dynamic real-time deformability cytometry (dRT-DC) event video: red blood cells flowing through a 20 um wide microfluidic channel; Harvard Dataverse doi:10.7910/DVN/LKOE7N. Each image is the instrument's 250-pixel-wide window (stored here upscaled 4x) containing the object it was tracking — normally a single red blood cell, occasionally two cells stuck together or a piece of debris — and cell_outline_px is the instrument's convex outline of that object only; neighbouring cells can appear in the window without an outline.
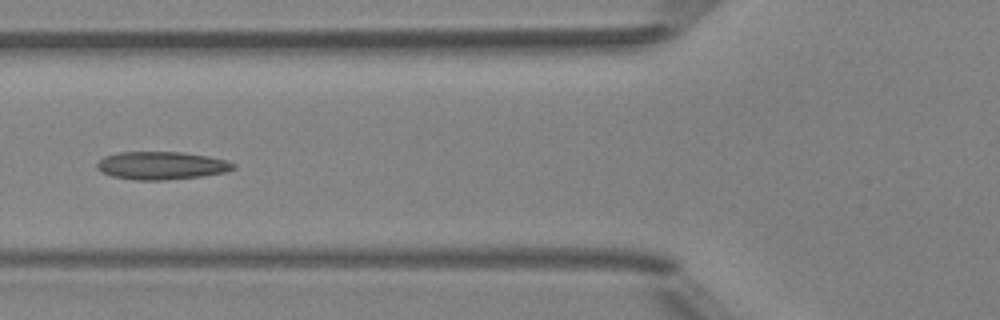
{"species": "Egyptian fruit bat (a non-hibernating species)", "species_latin": "Rousettus aegyptiacus", "temperature_condition": "room temperature", "stored_images_in_passage": 7, "camera_frame_rate_fps": 3000, "um_per_image_px": 0.085, "animal": {"sex": "female"}, "frame": {"image": 1, "passage_image": 5, "time_ms": 5.667, "image_size_px": [1000, 320], "cell_outline_px": [[236, 168], [224, 172], [204, 176], [164, 180], [132, 180], [112, 176], [100, 172], [96, 168], [96, 164], [104, 156], [120, 152], [180, 152], [208, 156], [228, 160], [236, 164]], "centroid_in_image_um": [13.72, 14.07], "position_along_channel_um": 112.1, "area_um2": 22.37}}
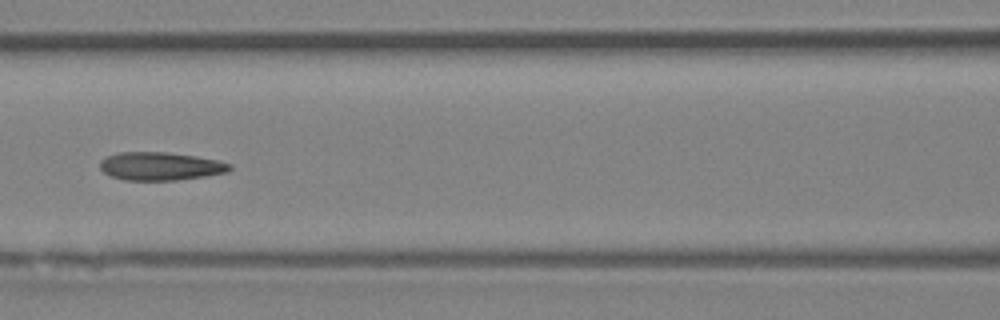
{"frame": {"image": 2, "passage_image": 6, "time_ms": 6.667, "image_size_px": [1000, 320], "cell_outline_px": [[232, 168], [228, 172], [208, 176], [176, 180], [124, 180], [112, 176], [104, 172], [100, 168], [100, 160], [108, 156], [120, 152], [168, 152], [196, 156], [216, 160], [232, 164]], "centroid_in_image_um": [13.66, 14.13], "position_along_channel_um": 152.9, "area_um2": 21.33}}
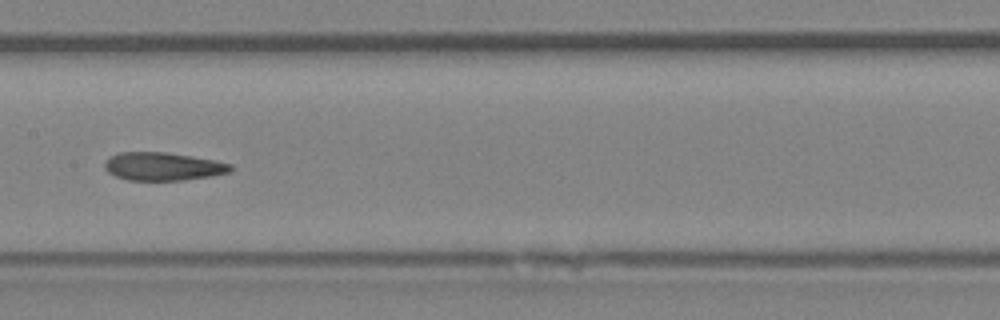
{"frame": {"image": 3, "passage_image": 7, "time_ms": 7.667, "image_size_px": [1000, 320], "cell_outline_px": [[232, 168], [228, 172], [212, 176], [184, 180], [128, 180], [116, 176], [108, 172], [104, 168], [104, 164], [108, 156], [120, 152], [164, 152], [192, 156], [232, 164]], "centroid_in_image_um": [13.81, 14.14], "position_along_channel_um": 193.6, "area_um2": 20.58}}